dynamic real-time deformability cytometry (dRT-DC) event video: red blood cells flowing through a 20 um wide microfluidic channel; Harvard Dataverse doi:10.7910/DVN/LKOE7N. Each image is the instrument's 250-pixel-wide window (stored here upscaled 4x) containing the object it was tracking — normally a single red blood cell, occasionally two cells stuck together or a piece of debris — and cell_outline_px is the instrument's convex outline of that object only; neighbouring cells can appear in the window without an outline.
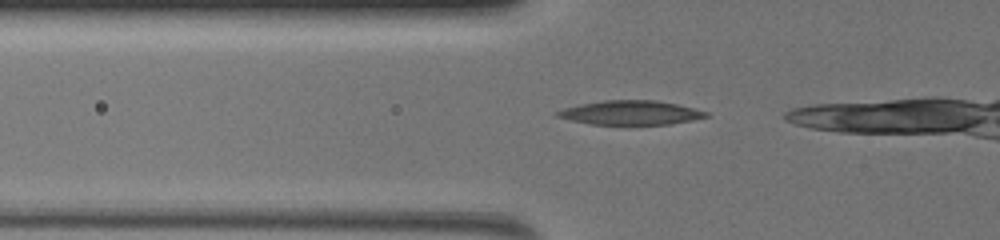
{"species": "common noctule bat (a hibernating species)", "species_latin": "Nyctalus noctula", "temperature_condition": "warm", "stored_images_in_passage": 17, "camera_frame_rate_fps": 3000, "um_per_image_px": 0.085, "animal": {"sex": "female", "body_mass_g": 19.5, "forearm_length_mm": 54.1}, "frame": {"image": 1, "passage_image": 10, "time_ms": 3.0, "image_size_px": [1000, 240], "cell_outline_px": [[712, 116], [672, 124], [592, 124], [572, 120], [556, 116], [556, 112], [564, 108], [580, 104], [604, 100], [656, 100], [676, 104], [708, 112]], "centroid_in_image_um": [53.64, 9.57], "position_along_channel_um": 72.2, "area_um2": 20.75}}
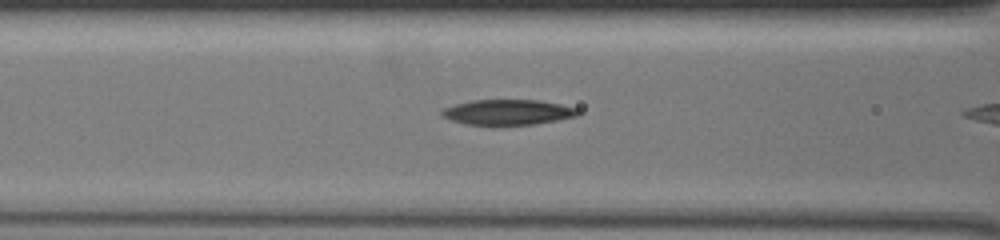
{"frame": {"image": 2, "passage_image": 15, "time_ms": 4.667, "image_size_px": [1000, 240], "cell_outline_px": [[580, 116], [536, 124], [492, 128], [468, 124], [452, 120], [444, 116], [440, 112], [444, 108], [456, 104], [472, 100], [540, 100], [580, 108]], "centroid_in_image_um": [43.22, 9.58], "position_along_channel_um": 123.4, "area_um2": 20.92}}